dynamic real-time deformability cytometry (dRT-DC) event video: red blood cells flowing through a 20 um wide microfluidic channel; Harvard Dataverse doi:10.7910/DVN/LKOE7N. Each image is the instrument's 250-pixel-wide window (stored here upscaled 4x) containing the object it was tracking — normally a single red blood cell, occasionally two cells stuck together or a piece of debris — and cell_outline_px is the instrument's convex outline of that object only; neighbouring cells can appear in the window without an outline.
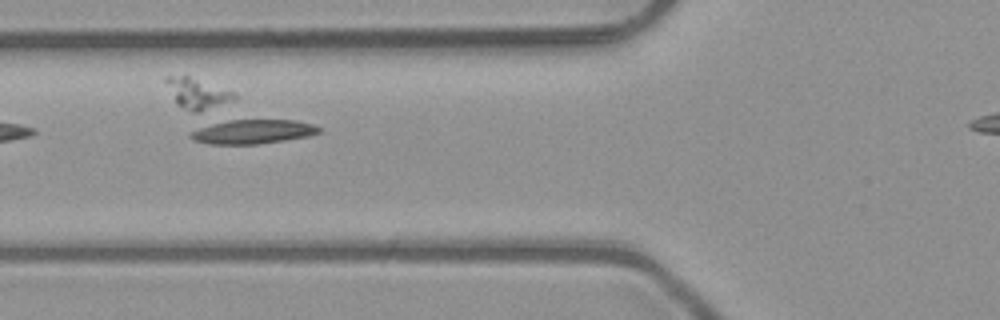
{"species": "common noctule bat (a hibernating species)", "species_latin": "Nyctalus noctula", "temperature_condition": "room temperature", "stored_images_in_passage": 7, "camera_frame_rate_fps": 3000, "um_per_image_px": 0.085, "animal": {"sex": "male", "body_mass_g": 23.1, "forearm_length_mm": 52.7}, "frame": {"image": 1, "passage_image": 4, "time_ms": 1.0, "image_size_px": [1000, 320], "cell_outline_px": [[320, 132], [308, 136], [284, 140], [256, 144], [208, 144], [196, 140], [188, 136], [188, 132], [200, 124], [228, 120], [296, 120], [312, 124], [320, 128]], "centroid_in_image_um": [21.37, 11.18], "position_along_channel_um": 104.4, "area_um2": 18.38}}
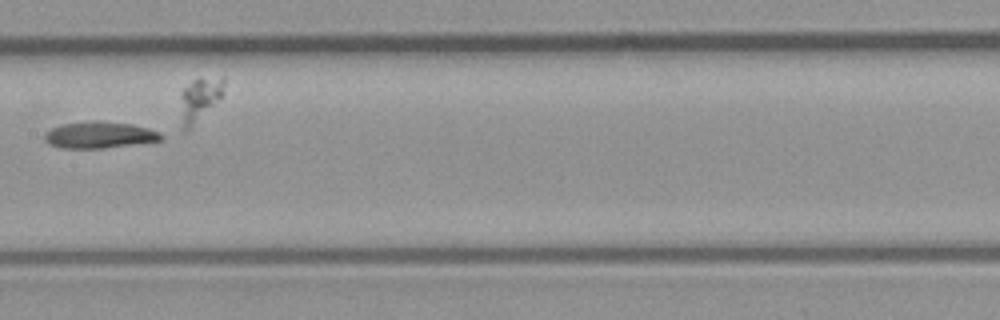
{"frame": {"image": 2, "passage_image": 6, "time_ms": 1.667, "image_size_px": [1000, 320], "cell_outline_px": [[164, 140], [100, 148], [64, 148], [52, 144], [44, 140], [44, 136], [52, 128], [64, 124], [92, 120], [96, 120], [132, 124], [148, 128], [164, 136]], "centroid_in_image_um": [8.48, 11.46], "position_along_channel_um": 198.9, "area_um2": 17.69}}